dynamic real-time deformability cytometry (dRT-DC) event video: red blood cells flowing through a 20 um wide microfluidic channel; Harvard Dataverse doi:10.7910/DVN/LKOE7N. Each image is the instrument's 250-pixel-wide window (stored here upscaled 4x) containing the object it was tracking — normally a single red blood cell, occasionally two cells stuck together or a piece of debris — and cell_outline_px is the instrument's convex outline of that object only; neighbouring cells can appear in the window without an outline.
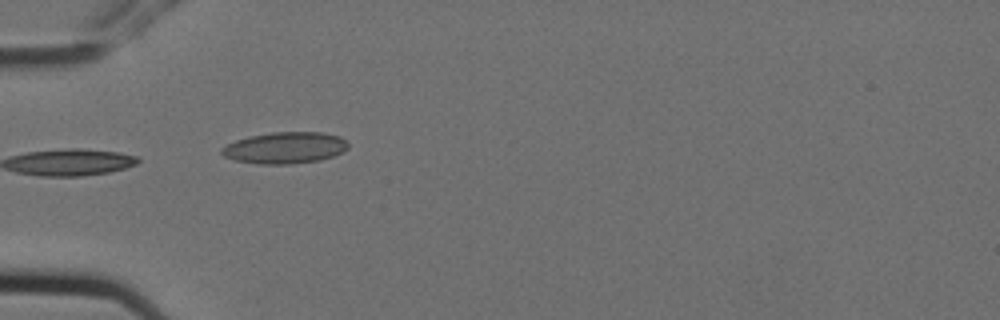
{"species": "Egyptian fruit bat (a non-hibernating species)", "species_latin": "Rousettus aegyptiacus", "temperature_condition": "cold", "stored_images_in_passage": 9, "camera_frame_rate_fps": 3000, "um_per_image_px": 0.085, "animal": {"sex": "female"}, "frame": {"image": 1, "passage_image": 6, "time_ms": 1.667, "image_size_px": [1000, 320], "cell_outline_px": [[348, 148], [344, 152], [320, 160], [292, 164], [260, 164], [236, 160], [224, 156], [220, 152], [220, 148], [236, 140], [252, 136], [272, 132], [320, 132], [340, 136], [348, 144]], "centroid_in_image_um": [24.24, 12.56], "position_along_channel_um": 60.8, "area_um2": 23.12}}
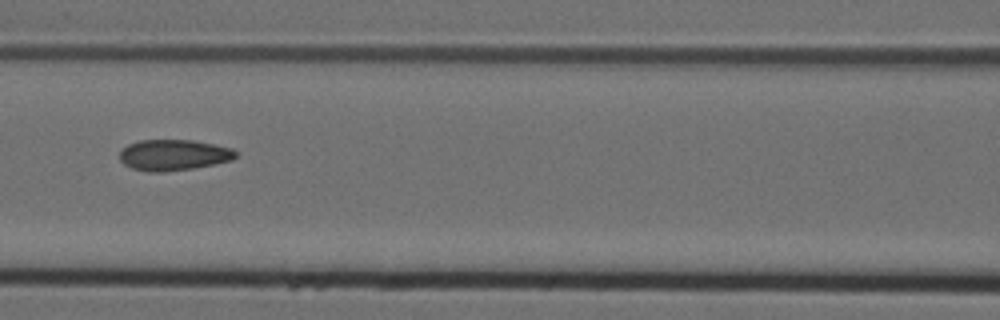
{"frame": {"image": 2, "passage_image": 8, "time_ms": 2.333, "image_size_px": [1000, 320], "cell_outline_px": [[236, 156], [232, 160], [192, 168], [164, 172], [148, 172], [132, 168], [124, 164], [120, 160], [120, 152], [128, 144], [140, 140], [192, 140], [232, 148], [236, 152]], "centroid_in_image_um": [14.73, 13.17], "position_along_channel_um": 151.9, "area_um2": 20.75}}
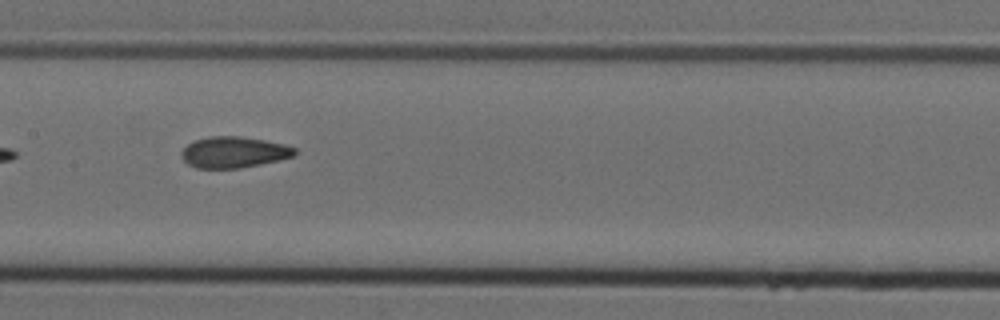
{"frame": {"image": 3, "passage_image": 9, "time_ms": 2.667, "image_size_px": [1000, 320], "cell_outline_px": [[296, 152], [292, 156], [280, 160], [240, 168], [196, 168], [188, 164], [180, 156], [180, 152], [188, 144], [196, 140], [208, 136], [240, 136], [264, 140], [284, 144], [296, 148]], "centroid_in_image_um": [19.86, 12.94], "position_along_channel_um": 187.5, "area_um2": 20.52}}